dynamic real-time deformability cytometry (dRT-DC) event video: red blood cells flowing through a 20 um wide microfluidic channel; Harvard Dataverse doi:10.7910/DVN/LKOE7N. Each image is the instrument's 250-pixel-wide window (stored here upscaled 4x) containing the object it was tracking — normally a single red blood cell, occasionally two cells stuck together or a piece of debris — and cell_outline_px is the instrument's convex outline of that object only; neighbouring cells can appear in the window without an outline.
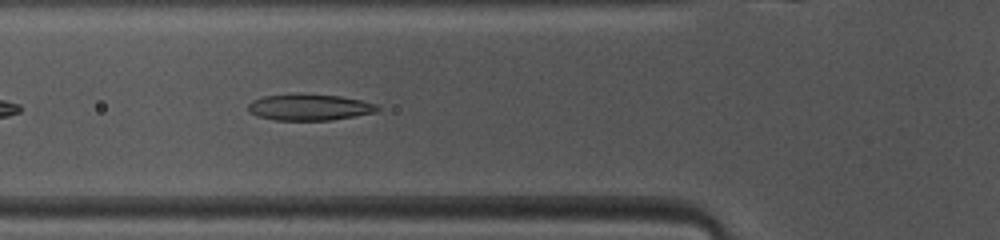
{"species": "common noctule bat (a hibernating species)", "species_latin": "Nyctalus noctula", "temperature_condition": "warm", "stored_images_in_passage": 33, "camera_frame_rate_fps": 3000, "um_per_image_px": 0.085, "animal": {"sex": "female", "body_mass_g": 10.0, "forearm_length_mm": 53.1}, "frame": {"image": 1, "passage_image": 6, "time_ms": 1.667, "image_size_px": [1000, 240], "cell_outline_px": [[380, 108], [376, 112], [332, 120], [276, 120], [256, 116], [248, 112], [248, 104], [252, 100], [264, 96], [300, 92], [340, 96], [360, 100], [376, 104]], "centroid_in_image_um": [26.26, 9.1], "position_along_channel_um": 99.5, "area_um2": 20.17}}
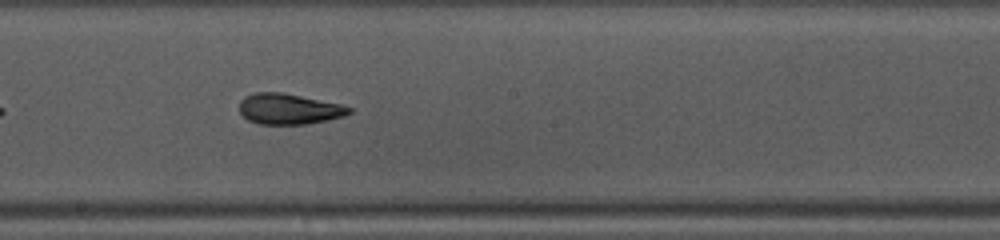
{"frame": {"image": 2, "passage_image": 15, "time_ms": 4.667, "image_size_px": [1000, 240], "cell_outline_px": [[352, 112], [344, 116], [328, 120], [308, 124], [260, 124], [248, 120], [240, 112], [240, 100], [244, 96], [256, 92], [284, 92], [340, 104], [352, 108]], "centroid_in_image_um": [24.56, 9.25], "position_along_channel_um": 223.6, "area_um2": 19.71}, "authors_computed_cell_mechanics": {"area_um2": 20.1144, "velocity_mm_per_s": 4.1168, "shape_relaxation_time_tau1_ms": 4.6682, "shape_relaxation_time_tau2_ms": 2.1727, "deformation_change_tau1": 0.177, "deformation_change_tau2": 0.1108}}